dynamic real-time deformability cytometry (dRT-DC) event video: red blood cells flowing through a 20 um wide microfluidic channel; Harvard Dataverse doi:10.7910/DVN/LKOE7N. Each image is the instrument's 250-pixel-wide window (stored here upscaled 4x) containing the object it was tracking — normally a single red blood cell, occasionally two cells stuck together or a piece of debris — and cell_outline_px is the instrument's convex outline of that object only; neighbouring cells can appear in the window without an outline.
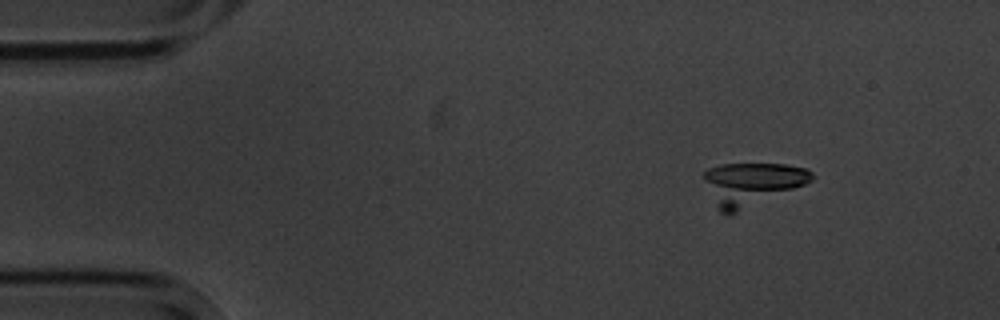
{"species": "common noctule bat (a hibernating species)", "species_latin": "Nyctalus noctula", "temperature_condition": "cold", "stored_images_in_passage": 8, "camera_frame_rate_fps": 3000, "um_per_image_px": 0.085, "animal": {"sex": "male", "body_mass_g": 20.1, "forearm_length_mm": 53.5}, "frame": {"image": 1, "passage_image": 4, "time_ms": 3.667, "image_size_px": [1000, 320], "cell_outline_px": [[812, 180], [804, 184], [732, 216], [724, 216], [716, 208], [704, 180], [704, 172], [708, 168], [720, 164], [784, 164], [804, 168], [812, 172]], "centroid_in_image_um": [63.83, 15.67], "position_along_channel_um": 21.2, "area_um2": 27.17}}
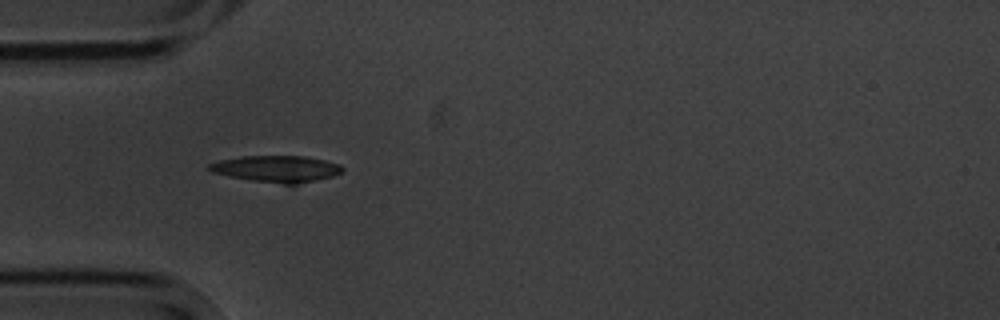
{"frame": {"image": 2, "passage_image": 7, "time_ms": 7.0, "image_size_px": [1000, 320], "cell_outline_px": [[344, 172], [332, 176], [316, 180], [296, 184], [284, 184], [252, 180], [212, 172], [208, 168], [208, 164], [220, 160], [240, 156], [304, 156], [324, 160], [340, 164], [344, 168]], "centroid_in_image_um": [23.55, 14.34], "position_along_channel_um": 61.5, "area_um2": 20.4}}
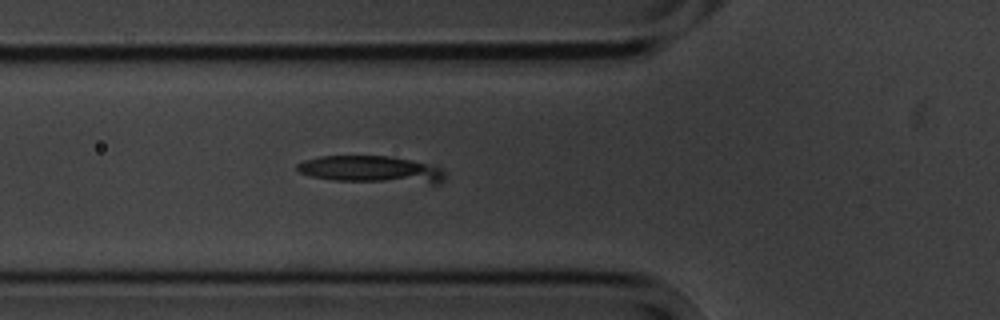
{"frame": {"image": 3, "passage_image": 8, "time_ms": 8.0, "image_size_px": [1000, 320], "cell_outline_px": [[444, 180], [440, 184], [432, 184], [332, 180], [312, 176], [300, 172], [296, 168], [296, 164], [304, 160], [320, 156], [392, 156], [440, 168], [444, 172]], "centroid_in_image_um": [31.55, 14.42], "position_along_channel_um": 94.3, "area_um2": 23.24}}